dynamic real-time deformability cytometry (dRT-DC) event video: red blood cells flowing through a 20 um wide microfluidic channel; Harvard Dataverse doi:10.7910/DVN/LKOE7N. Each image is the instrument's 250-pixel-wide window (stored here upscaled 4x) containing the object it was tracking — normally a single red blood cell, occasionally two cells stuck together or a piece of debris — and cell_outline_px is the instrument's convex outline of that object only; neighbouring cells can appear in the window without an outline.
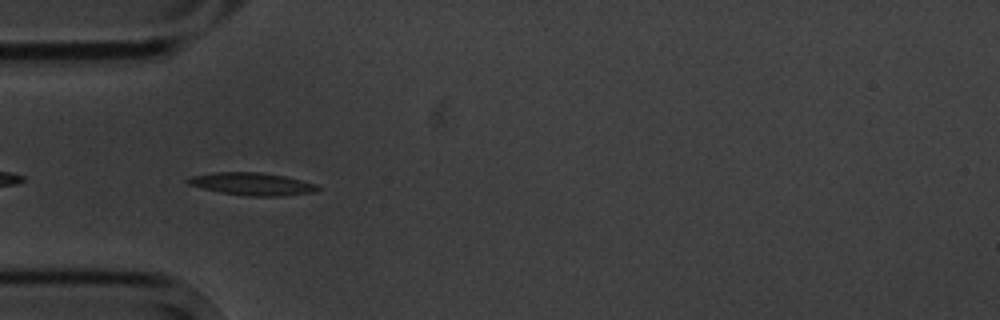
{"species": "common noctule bat (a hibernating species)", "species_latin": "Nyctalus noctula", "temperature_condition": "cold", "stored_images_in_passage": 10, "segment_of_instrument_passage": [2, 2], "camera_frame_rate_fps": 3000, "um_per_image_px": 0.085, "animal": {"sex": "male", "body_mass_g": 20.1, "forearm_length_mm": 53.5}, "frame": {"image": 1, "passage_image": 5, "time_ms": 4.667, "image_size_px": [1000, 320], "cell_outline_px": [[320, 188], [316, 192], [280, 196], [248, 196], [220, 192], [188, 184], [184, 180], [192, 176], [216, 172], [260, 172], [284, 176], [316, 184]], "centroid_in_image_um": [21.43, 15.64], "position_along_channel_um": 63.6, "area_um2": 16.94}}
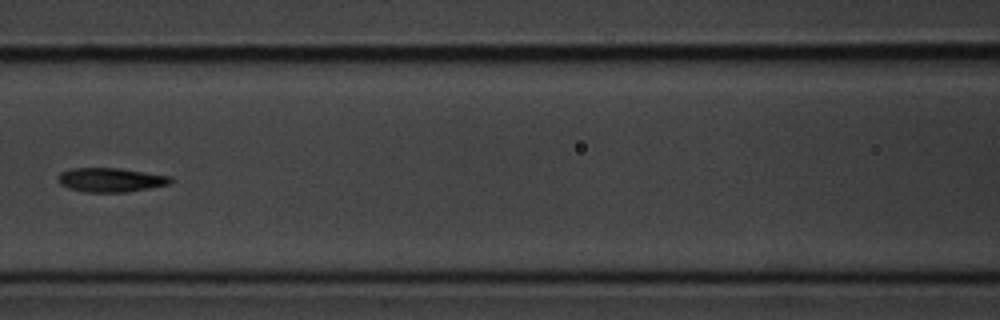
{"frame": {"image": 2, "passage_image": 7, "time_ms": 7.333, "image_size_px": [1000, 320], "cell_outline_px": [[172, 180], [168, 184], [128, 192], [84, 192], [68, 188], [60, 184], [56, 180], [60, 172], [72, 168], [120, 168], [172, 176]], "centroid_in_image_um": [9.37, 15.29], "position_along_channel_um": 157.2, "area_um2": 15.9}}
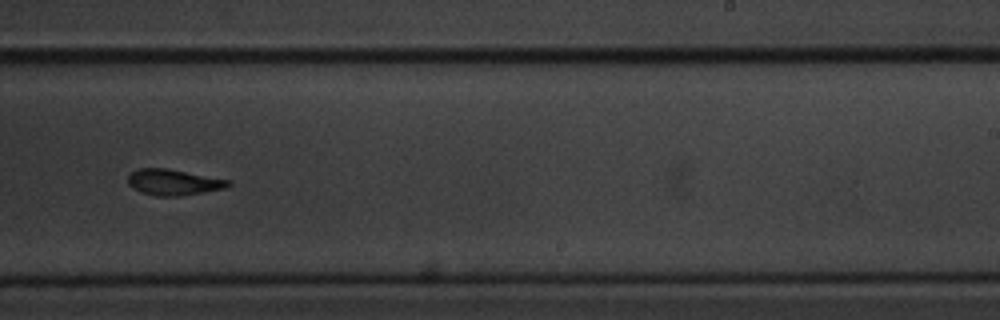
{"frame": {"image": 3, "passage_image": 10, "time_ms": 10.667, "image_size_px": [1000, 320], "cell_outline_px": [[232, 184], [228, 188], [204, 192], [176, 196], [156, 196], [140, 192], [132, 188], [128, 184], [128, 176], [132, 172], [140, 168], [164, 168], [232, 180]], "centroid_in_image_um": [14.78, 15.5], "position_along_channel_um": 274.2, "area_um2": 15.2}}